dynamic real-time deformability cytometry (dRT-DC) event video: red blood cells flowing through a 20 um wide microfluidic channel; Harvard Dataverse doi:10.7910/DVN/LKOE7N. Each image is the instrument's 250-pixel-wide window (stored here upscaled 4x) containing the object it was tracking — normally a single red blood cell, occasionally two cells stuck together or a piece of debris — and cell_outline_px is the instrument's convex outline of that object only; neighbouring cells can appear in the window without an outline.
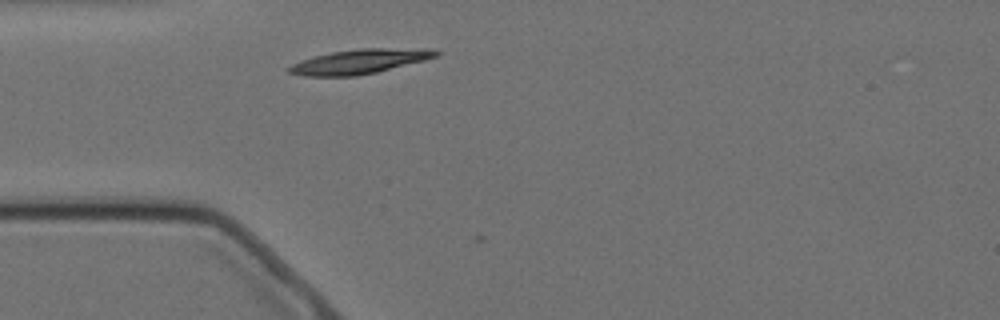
{"species": "Egyptian fruit bat (a non-hibernating species)", "species_latin": "Rousettus aegyptiacus", "temperature_condition": "cold", "stored_images_in_passage": 2, "camera_frame_rate_fps": 3000, "um_per_image_px": 0.085, "animal": {"sex": "female"}, "frame": {"image": 1, "passage_image": 2, "time_ms": 1.333, "image_size_px": [1000, 320], "cell_outline_px": [[440, 56], [376, 72], [356, 76], [304, 76], [288, 72], [284, 68], [300, 60], [332, 52], [360, 48], [428, 48], [440, 52]], "centroid_in_image_um": [30.56, 5.22], "position_along_channel_um": 54.4, "area_um2": 21.04}}